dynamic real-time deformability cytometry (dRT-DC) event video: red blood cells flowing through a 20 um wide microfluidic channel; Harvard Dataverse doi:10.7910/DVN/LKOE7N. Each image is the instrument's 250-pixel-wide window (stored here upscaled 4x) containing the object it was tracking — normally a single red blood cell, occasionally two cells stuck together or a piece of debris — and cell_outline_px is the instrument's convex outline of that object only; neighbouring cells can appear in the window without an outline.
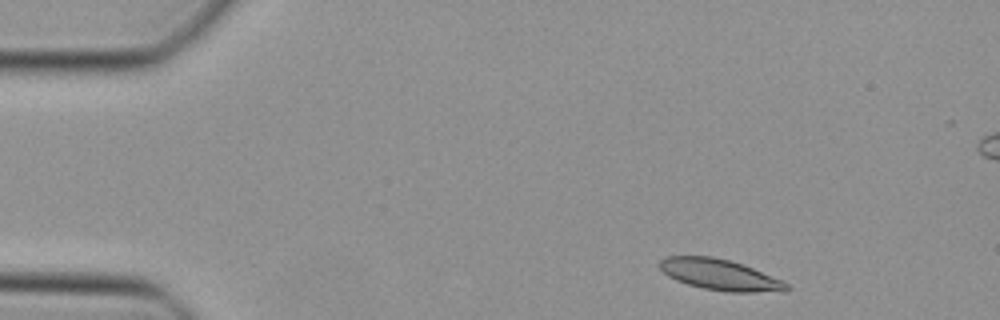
{"species": "Egyptian fruit bat (a non-hibernating species)", "species_latin": "Rousettus aegyptiacus", "temperature_condition": "cold", "stored_images_in_passage": 44, "camera_frame_rate_fps": 3000, "um_per_image_px": 0.085, "animal": {"sex": "female"}, "frame": {"image": 1, "passage_image": 2, "time_ms": 0.333, "image_size_px": [1000, 320], "cell_outline_px": [[788, 288], [784, 292], [728, 292], [704, 288], [688, 284], [676, 280], [668, 276], [660, 268], [660, 260], [664, 256], [712, 256], [744, 264], [784, 280], [788, 284]], "centroid_in_image_um": [61.23, 23.35], "position_along_channel_um": 23.8, "area_um2": 23.0}}
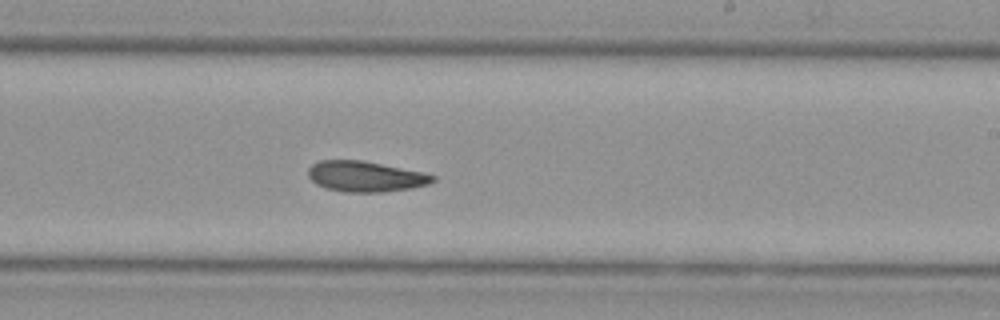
{"frame": {"image": 2, "passage_image": 24, "time_ms": 7.667, "image_size_px": [1000, 320], "cell_outline_px": [[436, 180], [428, 184], [412, 188], [380, 192], [344, 192], [324, 188], [316, 184], [308, 176], [308, 168], [312, 164], [320, 160], [360, 160], [424, 172], [436, 176]], "centroid_in_image_um": [31.05, 15.0], "position_along_channel_um": 257.9, "area_um2": 22.25}}
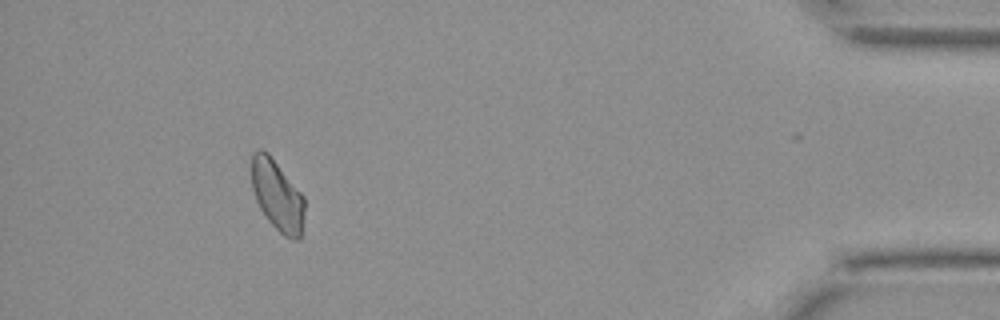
{"frame": {"image": 3, "passage_image": 39, "time_ms": 12.667, "image_size_px": [1000, 320], "cell_outline_px": [[304, 208], [300, 240], [292, 240], [284, 236], [268, 220], [260, 208], [256, 200], [252, 188], [252, 152], [260, 148], [268, 152], [304, 196]], "centroid_in_image_um": [23.56, 16.6], "position_along_channel_um": 411.6, "area_um2": 21.73}}